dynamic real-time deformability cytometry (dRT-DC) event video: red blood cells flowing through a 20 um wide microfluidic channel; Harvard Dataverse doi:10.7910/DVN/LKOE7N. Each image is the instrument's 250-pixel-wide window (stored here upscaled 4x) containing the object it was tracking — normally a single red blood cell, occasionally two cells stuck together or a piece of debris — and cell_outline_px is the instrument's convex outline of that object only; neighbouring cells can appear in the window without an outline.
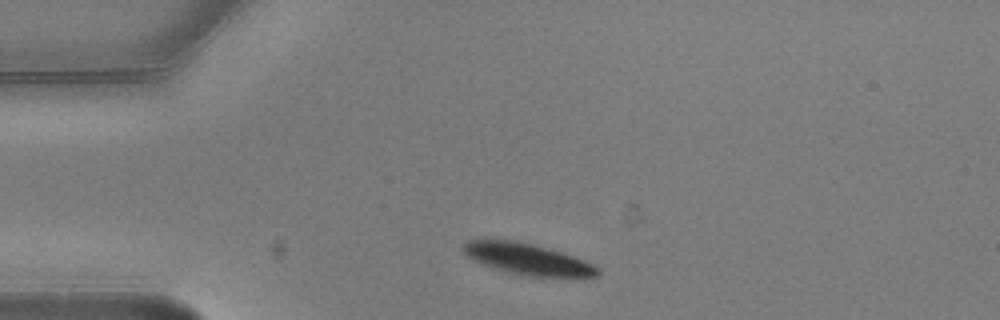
{"species": "common noctule bat (a hibernating species)", "species_latin": "Nyctalus noctula", "temperature_condition": "warm", "stored_images_in_passage": 2, "camera_frame_rate_fps": 3000, "um_per_image_px": 0.085, "animal": {"sex": "male", "body_mass_g": 20.5, "forearm_length_mm": 52.5}, "frame": {"image": 1, "passage_image": 1, "time_ms": 0.0, "image_size_px": [1000, 320], "cell_outline_px": [[600, 276], [580, 280], [524, 276], [508, 272], [484, 264], [468, 256], [460, 248], [468, 240], [516, 240], [548, 248], [584, 260], [600, 268]], "centroid_in_image_um": [44.99, 22.08], "position_along_channel_um": 40.0, "area_um2": 25.09}}